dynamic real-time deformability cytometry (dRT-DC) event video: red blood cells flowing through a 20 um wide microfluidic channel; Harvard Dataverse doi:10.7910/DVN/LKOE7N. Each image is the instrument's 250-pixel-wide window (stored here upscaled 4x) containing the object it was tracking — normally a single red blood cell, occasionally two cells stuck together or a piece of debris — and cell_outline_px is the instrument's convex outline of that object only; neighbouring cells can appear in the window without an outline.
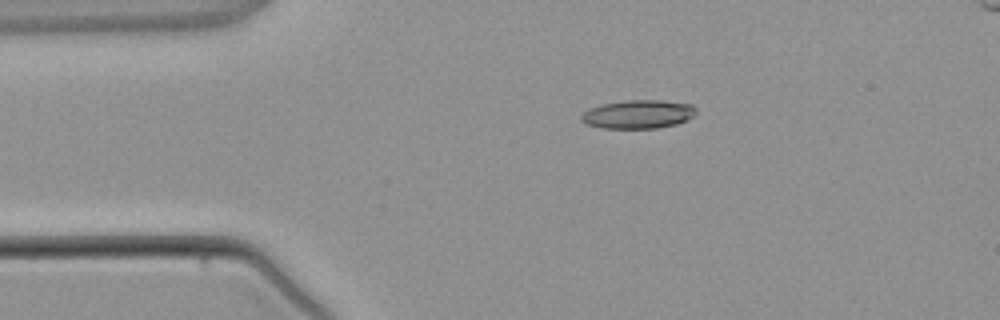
{"species": "common noctule bat (a hibernating species)", "species_latin": "Nyctalus noctula", "temperature_condition": "warm", "stored_images_in_passage": 7, "camera_frame_rate_fps": 3000, "um_per_image_px": 0.085, "animal": {"sex": "male", "body_mass_g": 21.5, "forearm_length_mm": 52.0}, "frame": {"image": 1, "passage_image": 1, "time_ms": 0.0, "image_size_px": [1000, 320], "cell_outline_px": [[696, 112], [692, 116], [676, 124], [656, 128], [600, 128], [584, 124], [580, 120], [580, 116], [588, 108], [600, 104], [624, 100], [660, 100], [692, 104], [696, 108]], "centroid_in_image_um": [54.17, 9.7], "position_along_channel_um": 30.8, "area_um2": 19.25}}